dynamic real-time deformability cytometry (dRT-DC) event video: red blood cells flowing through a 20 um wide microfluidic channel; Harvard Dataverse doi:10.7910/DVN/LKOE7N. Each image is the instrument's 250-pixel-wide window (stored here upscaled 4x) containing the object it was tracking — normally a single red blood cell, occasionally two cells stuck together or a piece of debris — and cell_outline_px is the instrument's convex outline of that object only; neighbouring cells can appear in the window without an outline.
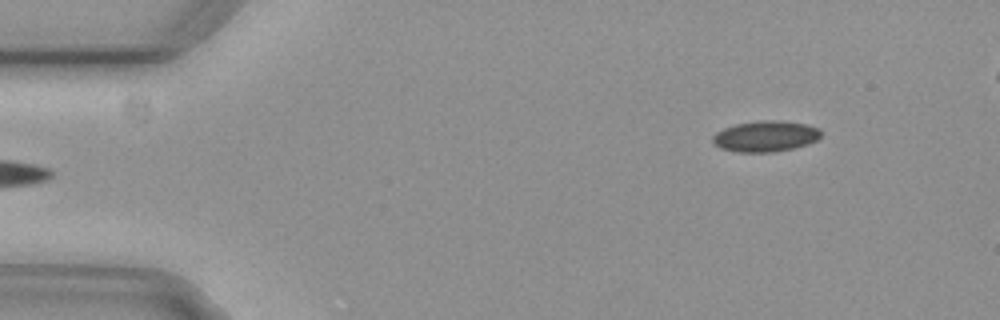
{"species": "common noctule bat (a hibernating species)", "species_latin": "Nyctalus noctula", "temperature_condition": "cold", "stored_images_in_passage": 4, "segment_of_instrument_passage": [2, 2], "camera_frame_rate_fps": 3000, "um_per_image_px": 0.085, "animal": {"sex": "female", "body_mass_g": 29.2, "forearm_length_mm": 56.3}, "frame": {"image": 1, "passage_image": 4, "time_ms": 1.0, "image_size_px": [1000, 320], "cell_outline_px": [[820, 136], [816, 140], [808, 144], [776, 152], [736, 152], [720, 148], [712, 140], [712, 136], [716, 132], [724, 128], [736, 124], [764, 120], [776, 120], [804, 124], [820, 128]], "centroid_in_image_um": [65.05, 11.59], "position_along_channel_um": 19.9, "area_um2": 19.36}}